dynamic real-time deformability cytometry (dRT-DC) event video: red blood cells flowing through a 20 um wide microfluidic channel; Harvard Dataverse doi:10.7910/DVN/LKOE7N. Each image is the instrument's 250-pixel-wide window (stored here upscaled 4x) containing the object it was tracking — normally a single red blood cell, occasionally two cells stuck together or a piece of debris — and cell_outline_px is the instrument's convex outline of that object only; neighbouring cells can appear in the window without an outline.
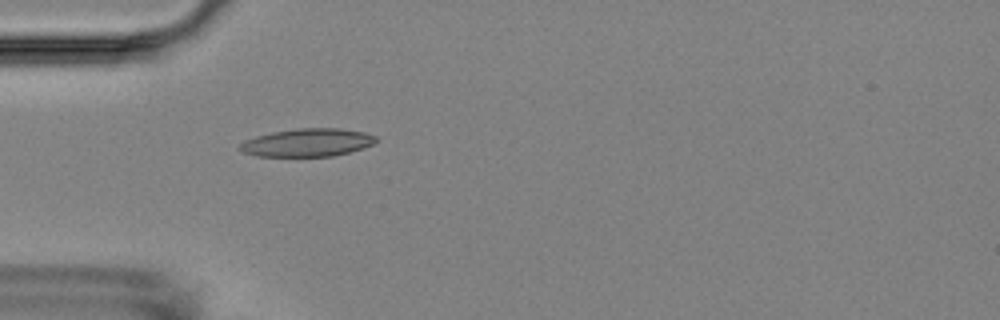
{"species": "Egyptian fruit bat (a non-hibernating species)", "species_latin": "Rousettus aegyptiacus", "temperature_condition": "room temperature", "stored_images_in_passage": 5, "camera_frame_rate_fps": 3000, "um_per_image_px": 0.085, "animal": {"sex": "female"}, "frame": {"image": 1, "passage_image": 5, "time_ms": 5.333, "image_size_px": [1000, 320], "cell_outline_px": [[380, 140], [364, 148], [332, 156], [256, 156], [244, 152], [236, 148], [244, 140], [256, 136], [272, 132], [296, 128], [340, 128], [364, 132], [376, 136]], "centroid_in_image_um": [26.13, 12.11], "position_along_channel_um": 58.9, "area_um2": 22.31}}